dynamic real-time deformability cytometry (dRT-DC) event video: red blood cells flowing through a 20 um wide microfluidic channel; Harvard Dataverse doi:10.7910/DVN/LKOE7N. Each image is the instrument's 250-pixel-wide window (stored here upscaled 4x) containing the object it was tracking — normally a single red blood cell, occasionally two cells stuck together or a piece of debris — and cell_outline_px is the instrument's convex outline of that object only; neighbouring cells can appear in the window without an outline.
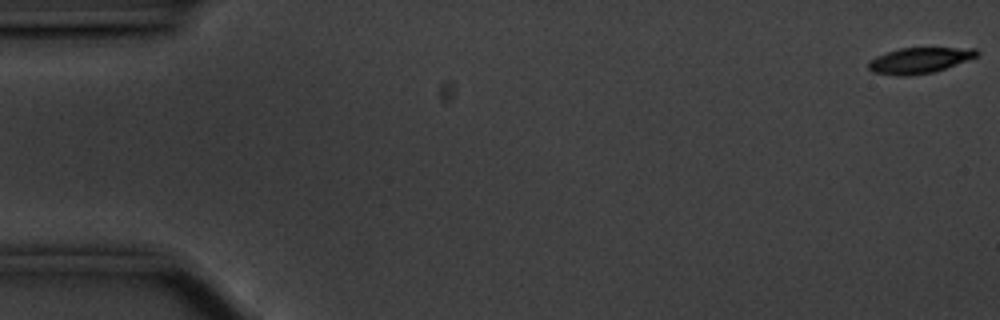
{"species": "common noctule bat (a hibernating species)", "species_latin": "Nyctalus noctula", "temperature_condition": "cold", "stored_images_in_passage": 57, "camera_frame_rate_fps": 3000, "um_per_image_px": 0.085, "animal": {"sex": "male", "body_mass_g": 20.1, "forearm_length_mm": 53.5}, "frame": {"image": 1, "passage_image": 1, "time_ms": 0.0, "image_size_px": [1000, 320], "cell_outline_px": [[980, 52], [976, 56], [956, 64], [932, 72], [908, 76], [896, 76], [872, 72], [868, 68], [868, 60], [876, 56], [900, 48], [976, 48]], "centroid_in_image_um": [78.09, 5.13], "position_along_channel_um": 6.9, "area_um2": 16.13}}
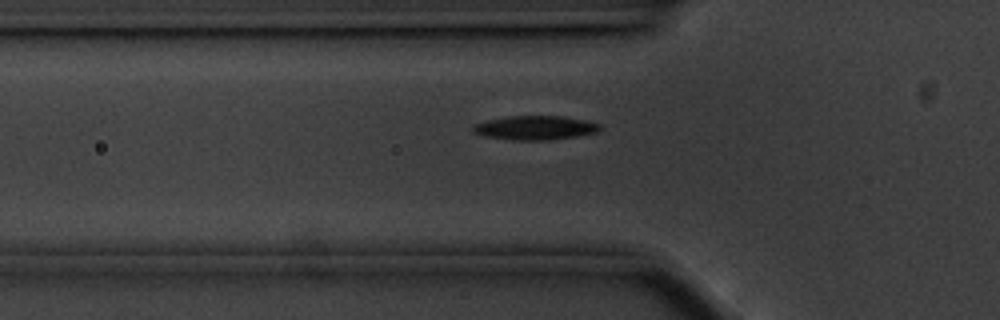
{"frame": {"image": 2, "passage_image": 19, "time_ms": 6.0, "image_size_px": [1000, 320], "cell_outline_px": [[600, 132], [576, 136], [548, 140], [512, 140], [480, 136], [472, 132], [468, 128], [472, 124], [488, 120], [508, 116], [560, 116], [588, 120], [600, 124]], "centroid_in_image_um": [45.42, 10.86], "position_along_channel_um": 80.4, "area_um2": 18.15}}
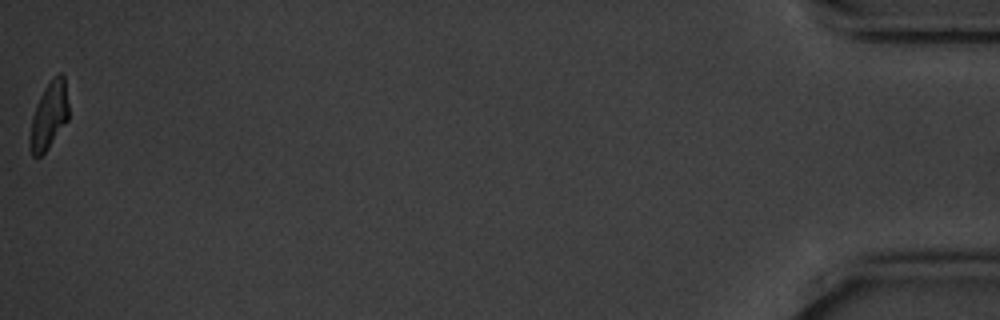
{"frame": {"image": 3, "passage_image": 57, "time_ms": 18.667, "image_size_px": [1000, 320], "cell_outline_px": [[68, 120], [48, 148], [40, 156], [32, 156], [28, 148], [28, 136], [32, 116], [36, 104], [44, 88], [60, 72], [64, 76], [68, 104]], "centroid_in_image_um": [4.12, 9.88], "position_along_channel_um": 431.1, "area_um2": 15.2}, "authors_computed_cell_mechanics": {"area_um2": 16.9932, "velocity_mm_per_s": 3.5261, "shape_relaxation_time_tau1_ms": 5.0317, "shape_relaxation_time_tau2_ms": null, "deformation_change_tau1": 0.1883, "deformation_change_tau2": null}}